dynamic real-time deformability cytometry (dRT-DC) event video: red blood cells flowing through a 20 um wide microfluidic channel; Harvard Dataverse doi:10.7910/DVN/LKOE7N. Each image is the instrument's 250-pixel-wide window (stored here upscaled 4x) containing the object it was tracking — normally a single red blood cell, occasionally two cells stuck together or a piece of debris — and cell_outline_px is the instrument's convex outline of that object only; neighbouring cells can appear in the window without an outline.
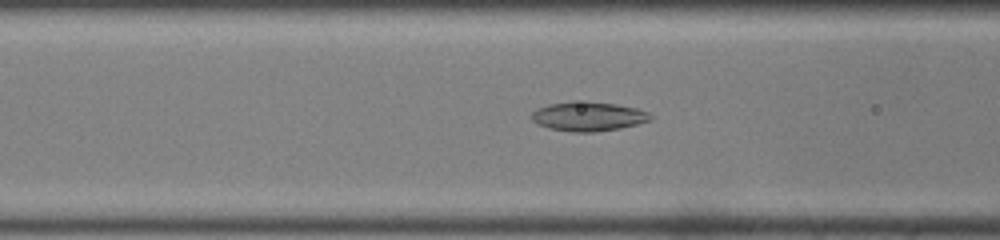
{"species": "common noctule bat (a hibernating species)", "species_latin": "Nyctalus noctula", "temperature_condition": "room temperature", "stored_images_in_passage": 49, "camera_frame_rate_fps": 3000, "um_per_image_px": 0.085, "animal": {"sex": "male", "body_mass_g": 19.0, "forearm_length_mm": 50.8}, "frame": {"image": 1, "passage_image": 19, "time_ms": 6.0, "image_size_px": [1000, 240], "cell_outline_px": [[652, 120], [620, 128], [596, 132], [572, 132], [548, 128], [536, 124], [532, 120], [532, 112], [548, 104], [572, 100], [588, 100], [616, 104], [636, 108], [648, 112], [652, 116]], "centroid_in_image_um": [49.99, 9.88], "position_along_channel_um": 116.6, "area_um2": 20.58}}
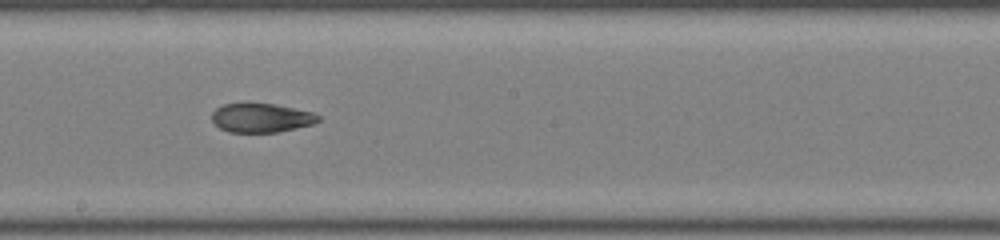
{"frame": {"image": 2, "passage_image": 27, "time_ms": 8.667, "image_size_px": [1000, 240], "cell_outline_px": [[320, 120], [312, 124], [280, 132], [228, 132], [220, 128], [212, 120], [212, 112], [216, 108], [224, 104], [248, 100], [276, 104], [312, 112], [320, 116]], "centroid_in_image_um": [22.17, 9.97], "position_along_channel_um": 226.0, "area_um2": 18.61}}
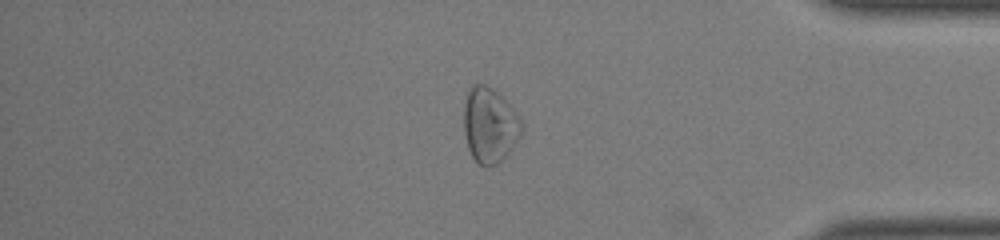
{"frame": {"image": 3, "passage_image": 41, "time_ms": 13.333, "image_size_px": [1000, 240], "cell_outline_px": [[524, 128], [520, 136], [512, 148], [496, 164], [488, 168], [484, 168], [472, 156], [468, 148], [464, 132], [464, 104], [468, 92], [472, 84], [484, 84], [492, 88], [512, 108], [524, 124]], "centroid_in_image_um": [41.62, 10.65], "position_along_channel_um": 393.6, "area_um2": 25.14}, "authors_computed_cell_mechanics": {"area_um2": 23.2934, "velocity_mm_per_s": 4.1224, "shape_relaxation_time_tau1_ms": null, "shape_relaxation_time_tau2_ms": 2.1886, "deformation_change_tau1": null, "deformation_change_tau2": 0.0826}}